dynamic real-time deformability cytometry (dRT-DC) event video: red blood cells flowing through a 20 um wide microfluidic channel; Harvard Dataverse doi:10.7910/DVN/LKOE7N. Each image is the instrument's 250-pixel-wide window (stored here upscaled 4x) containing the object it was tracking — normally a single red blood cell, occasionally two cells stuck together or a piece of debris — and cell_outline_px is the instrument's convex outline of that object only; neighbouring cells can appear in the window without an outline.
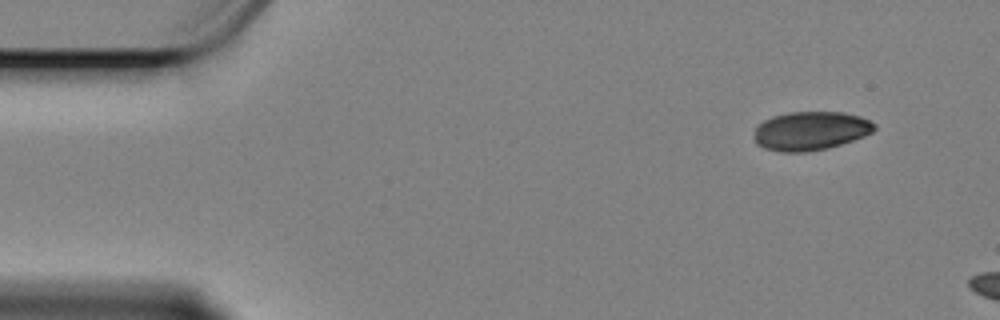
{"species": "Egyptian fruit bat (a non-hibernating species)", "species_latin": "Rousettus aegyptiacus", "temperature_condition": "cold", "stored_images_in_passage": 7, "camera_frame_rate_fps": 3000, "um_per_image_px": 0.085, "animal": {"sex": "female"}, "frame": {"image": 1, "passage_image": 1, "time_ms": 0.0, "image_size_px": [1000, 320], "cell_outline_px": [[876, 128], [872, 132], [864, 136], [828, 148], [808, 152], [784, 152], [764, 148], [756, 144], [756, 128], [764, 120], [772, 116], [788, 112], [844, 112], [860, 116], [876, 124]], "centroid_in_image_um": [68.92, 11.12], "position_along_channel_um": 16.1, "area_um2": 27.05}}